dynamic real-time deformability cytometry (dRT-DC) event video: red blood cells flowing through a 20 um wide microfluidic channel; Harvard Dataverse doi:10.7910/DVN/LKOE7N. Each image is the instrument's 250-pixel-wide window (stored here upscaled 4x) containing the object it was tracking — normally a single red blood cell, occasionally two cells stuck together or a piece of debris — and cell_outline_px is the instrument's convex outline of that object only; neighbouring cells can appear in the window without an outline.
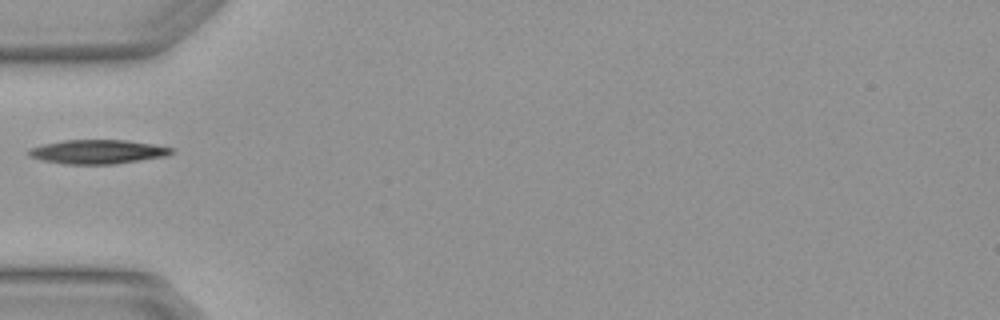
{"species": "Egyptian fruit bat (a non-hibernating species)", "species_latin": "Rousettus aegyptiacus", "temperature_condition": "warm", "stored_images_in_passage": 4, "camera_frame_rate_fps": 3000, "um_per_image_px": 0.085, "animal": {"sex": "female"}, "frame": {"image": 1, "passage_image": 4, "time_ms": 1.0, "image_size_px": [1000, 320], "cell_outline_px": [[176, 152], [168, 156], [116, 164], [64, 164], [40, 160], [28, 156], [28, 148], [44, 144], [64, 140], [128, 140], [176, 148]], "centroid_in_image_um": [8.34, 12.9], "position_along_channel_um": 76.7, "area_um2": 20.35}}